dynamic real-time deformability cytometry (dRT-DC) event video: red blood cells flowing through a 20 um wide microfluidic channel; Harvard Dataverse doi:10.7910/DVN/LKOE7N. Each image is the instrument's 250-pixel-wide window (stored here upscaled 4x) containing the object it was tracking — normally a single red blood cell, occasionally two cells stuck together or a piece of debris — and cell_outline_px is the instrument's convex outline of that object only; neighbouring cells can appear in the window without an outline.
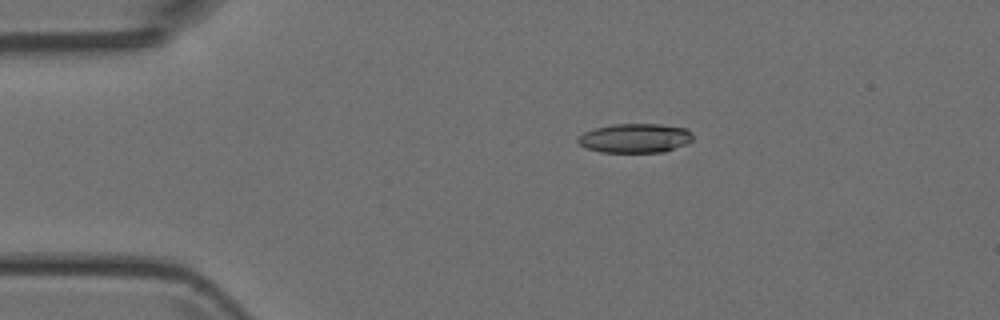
{"species": "Egyptian fruit bat (a non-hibernating species)", "species_latin": "Rousettus aegyptiacus", "temperature_condition": "room temperature", "stored_images_in_passage": 49, "camera_frame_rate_fps": 3000, "um_per_image_px": 0.085, "animal": {"sex": "female"}, "frame": {"image": 1, "passage_image": 10, "time_ms": 3.0, "image_size_px": [1000, 320], "cell_outline_px": [[692, 140], [688, 144], [664, 152], [600, 152], [588, 148], [580, 144], [576, 140], [584, 132], [596, 128], [612, 124], [660, 124], [688, 128], [692, 132]], "centroid_in_image_um": [54.04, 11.74], "position_along_channel_um": 31.0, "area_um2": 19.65}}
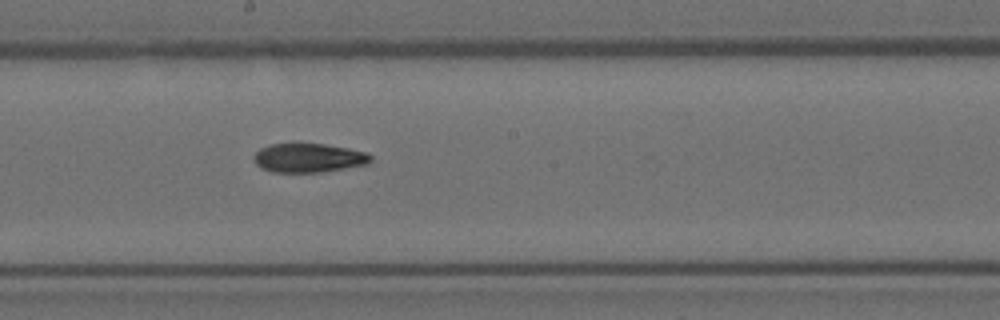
{"frame": {"image": 2, "passage_image": 27, "time_ms": 8.667, "image_size_px": [1000, 320], "cell_outline_px": [[372, 160], [368, 164], [320, 172], [272, 172], [260, 168], [252, 160], [252, 156], [260, 148], [272, 144], [324, 144], [348, 148], [368, 152], [372, 156]], "centroid_in_image_um": [26.22, 13.42], "position_along_channel_um": 222.0, "area_um2": 19.83}}
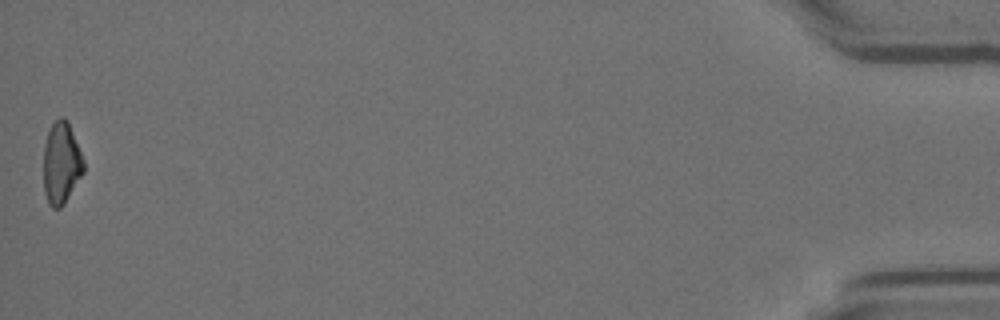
{"frame": {"image": 3, "passage_image": 49, "time_ms": 16.0, "image_size_px": [1000, 320], "cell_outline_px": [[84, 172], [64, 204], [60, 208], [52, 208], [48, 204], [44, 192], [44, 144], [48, 132], [52, 124], [60, 116], [64, 116], [68, 120], [84, 160]], "centroid_in_image_um": [5.21, 13.86], "position_along_channel_um": 430.0, "area_um2": 19.25}}